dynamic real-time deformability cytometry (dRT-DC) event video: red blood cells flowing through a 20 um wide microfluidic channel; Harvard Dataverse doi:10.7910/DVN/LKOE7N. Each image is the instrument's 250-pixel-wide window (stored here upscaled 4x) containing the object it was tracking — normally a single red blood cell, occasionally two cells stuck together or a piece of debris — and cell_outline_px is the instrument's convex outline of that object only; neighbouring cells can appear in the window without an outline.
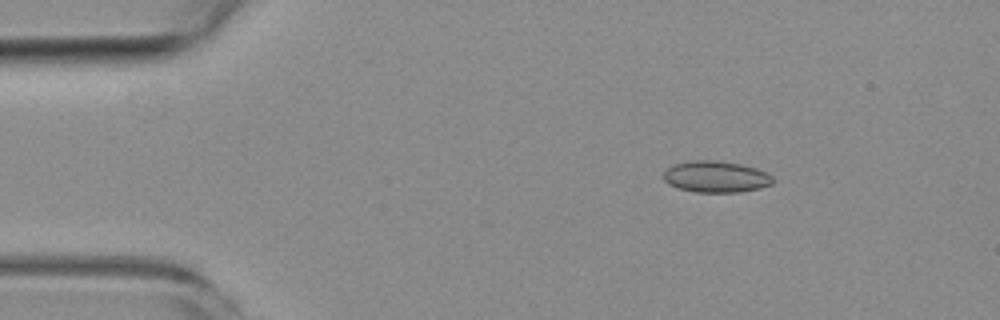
{"species": "common noctule bat (a hibernating species)", "species_latin": "Nyctalus noctula", "temperature_condition": "room temperature", "stored_images_in_passage": 3, "camera_frame_rate_fps": 3000, "um_per_image_px": 0.085, "animal": {"sex": "female", "body_mass_g": 19.3, "forearm_length_mm": 54.1}, "frame": {"image": 1, "passage_image": 2, "time_ms": 1.333, "image_size_px": [1000, 320], "cell_outline_px": [[776, 180], [772, 184], [760, 188], [740, 192], [696, 192], [680, 188], [668, 184], [664, 180], [664, 172], [668, 168], [676, 164], [692, 160], [716, 160], [740, 164], [756, 168], [772, 176]], "centroid_in_image_um": [60.88, 15.02], "position_along_channel_um": 24.1, "area_um2": 19.94}}